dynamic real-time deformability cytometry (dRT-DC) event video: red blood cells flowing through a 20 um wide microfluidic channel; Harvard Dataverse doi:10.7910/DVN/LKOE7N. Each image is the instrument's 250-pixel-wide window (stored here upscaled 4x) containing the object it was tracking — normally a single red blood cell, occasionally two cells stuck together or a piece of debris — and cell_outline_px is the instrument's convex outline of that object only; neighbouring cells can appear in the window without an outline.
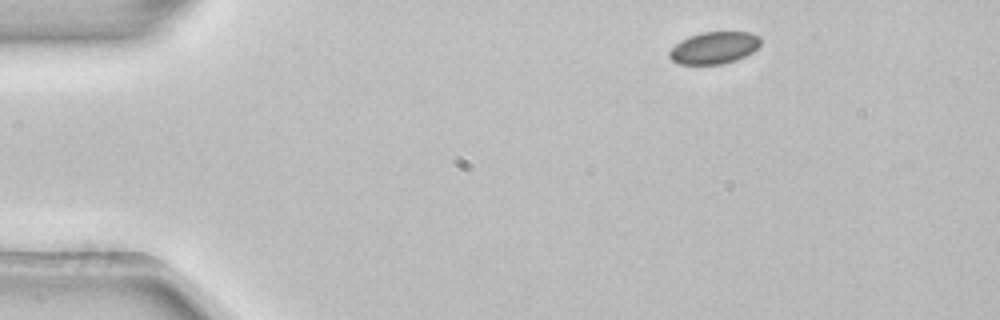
{"species": "common noctule bat (a hibernating species)", "species_latin": "Nyctalus noctula", "temperature_condition": "room temperature", "stored_images_in_passage": 4, "segment_of_instrument_passage": [2, 2], "camera_frame_rate_fps": 3000, "um_per_image_px": 0.085, "animal": {"sex": "female", "body_mass_g": 22.7, "forearm_length_mm": 54.2}, "frame": {"image": 1, "passage_image": 4, "time_ms": 1.0, "image_size_px": [1000, 320], "cell_outline_px": [[760, 44], [752, 52], [736, 60], [720, 64], [680, 64], [672, 60], [668, 56], [668, 52], [680, 40], [688, 36], [700, 32], [752, 32], [760, 36]], "centroid_in_image_um": [60.69, 4.05], "position_along_channel_um": 24.3, "area_um2": 17.05}}